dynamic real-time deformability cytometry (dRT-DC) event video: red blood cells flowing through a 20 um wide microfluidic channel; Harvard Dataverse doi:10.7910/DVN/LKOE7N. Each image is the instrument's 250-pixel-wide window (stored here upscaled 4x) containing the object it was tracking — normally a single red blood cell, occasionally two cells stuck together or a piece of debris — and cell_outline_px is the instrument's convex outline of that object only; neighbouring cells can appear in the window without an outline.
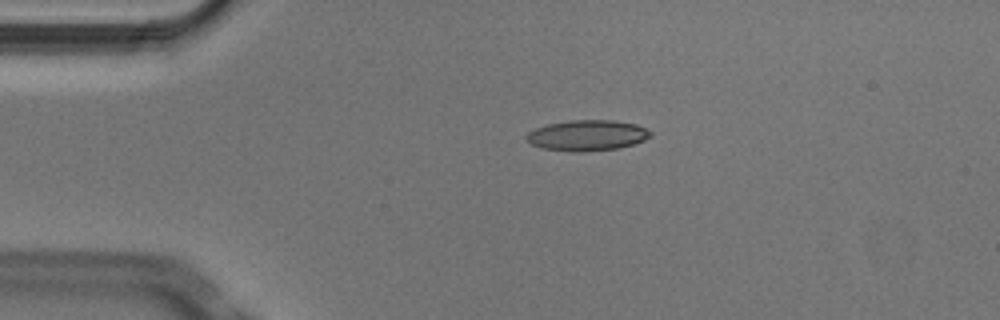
{"species": "Egyptian fruit bat (a non-hibernating species)", "species_latin": "Rousettus aegyptiacus", "temperature_condition": "cold", "stored_images_in_passage": 4, "camera_frame_rate_fps": 3000, "um_per_image_px": 0.085, "animal": {"sex": "male"}, "frame": {"image": 1, "passage_image": 3, "time_ms": 0.667, "image_size_px": [1000, 320], "cell_outline_px": [[652, 136], [644, 140], [632, 144], [616, 148], [544, 148], [532, 144], [524, 136], [528, 132], [536, 128], [548, 124], [568, 120], [612, 120], [636, 124], [652, 132]], "centroid_in_image_um": [49.95, 11.43], "position_along_channel_um": 35.1, "area_um2": 20.87}}